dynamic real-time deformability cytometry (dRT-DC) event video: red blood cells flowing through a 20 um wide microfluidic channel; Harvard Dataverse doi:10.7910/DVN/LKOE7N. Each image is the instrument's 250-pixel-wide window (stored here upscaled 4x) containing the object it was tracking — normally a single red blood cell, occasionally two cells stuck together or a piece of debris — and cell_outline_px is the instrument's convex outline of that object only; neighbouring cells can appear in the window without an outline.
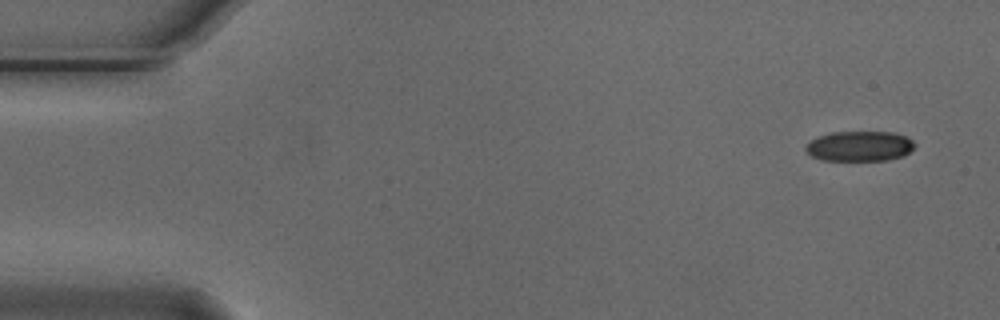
{"species": "Egyptian fruit bat (a non-hibernating species)", "species_latin": "Rousettus aegyptiacus", "temperature_condition": "cold", "stored_images_in_passage": 4, "camera_frame_rate_fps": 3000, "um_per_image_px": 0.085, "animal": {"sex": "male"}, "frame": {"image": 1, "passage_image": 1, "time_ms": 0.0, "image_size_px": [1000, 320], "cell_outline_px": [[916, 144], [904, 156], [888, 160], [820, 160], [812, 156], [804, 148], [812, 140], [820, 136], [832, 132], [892, 132], [908, 136]], "centroid_in_image_um": [73.1, 12.42], "position_along_channel_um": 11.9, "area_um2": 19.07}}
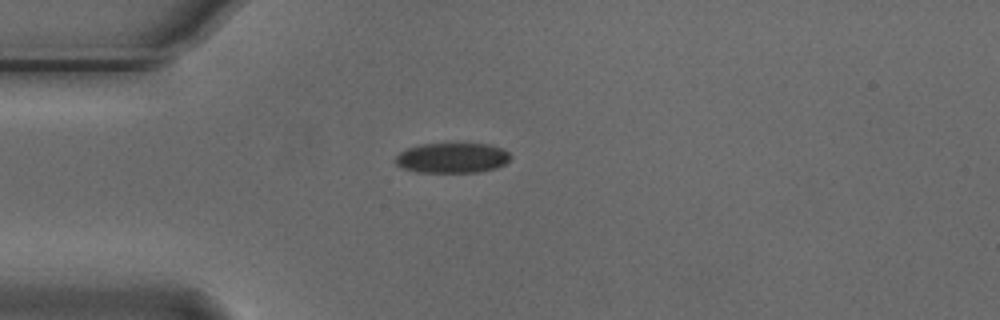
{"frame": {"image": 2, "passage_image": 4, "time_ms": 1.0, "image_size_px": [1000, 320], "cell_outline_px": [[512, 156], [504, 164], [496, 168], [480, 172], [416, 172], [404, 168], [396, 164], [396, 156], [400, 152], [408, 148], [424, 144], [488, 144], [504, 148]], "centroid_in_image_um": [38.47, 13.42], "position_along_channel_um": 46.5, "area_um2": 20.11}}